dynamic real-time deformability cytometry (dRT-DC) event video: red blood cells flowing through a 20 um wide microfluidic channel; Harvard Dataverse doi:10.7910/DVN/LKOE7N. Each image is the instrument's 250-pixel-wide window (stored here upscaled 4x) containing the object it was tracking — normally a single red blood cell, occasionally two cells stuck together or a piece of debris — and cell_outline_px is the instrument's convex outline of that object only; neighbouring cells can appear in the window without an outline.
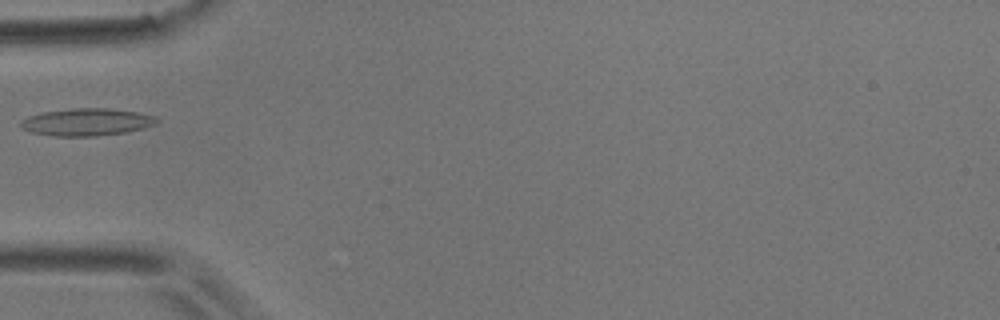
{"species": "common noctule bat (a hibernating species)", "species_latin": "Nyctalus noctula", "temperature_condition": "room temperature", "stored_images_in_passage": 36, "camera_frame_rate_fps": 3000, "um_per_image_px": 0.085, "animal": {"sex": "male", "body_mass_g": 17.9}, "frame": {"image": 1, "passage_image": 1, "time_ms": 0.0, "image_size_px": [1000, 320], "cell_outline_px": [[160, 120], [156, 124], [144, 128], [124, 132], [96, 136], [56, 136], [32, 132], [20, 128], [20, 120], [28, 116], [44, 112], [72, 108], [108, 108], [140, 112], [156, 116]], "centroid_in_image_um": [7.39, 10.36], "position_along_channel_um": 77.6, "area_um2": 21.79}}
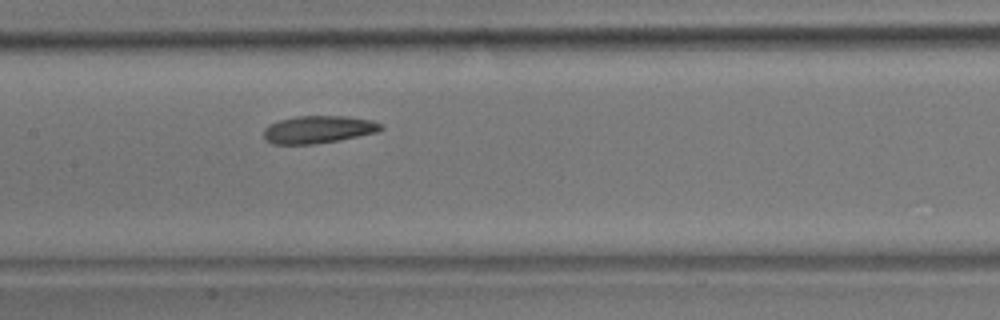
{"frame": {"image": 2, "passage_image": 9, "time_ms": 2.667, "image_size_px": [1000, 320], "cell_outline_px": [[384, 128], [380, 132], [316, 144], [272, 144], [264, 140], [264, 128], [268, 124], [280, 120], [296, 116], [344, 116], [372, 120], [384, 124]], "centroid_in_image_um": [27.07, 11.01], "position_along_channel_um": 180.3, "area_um2": 19.02}}
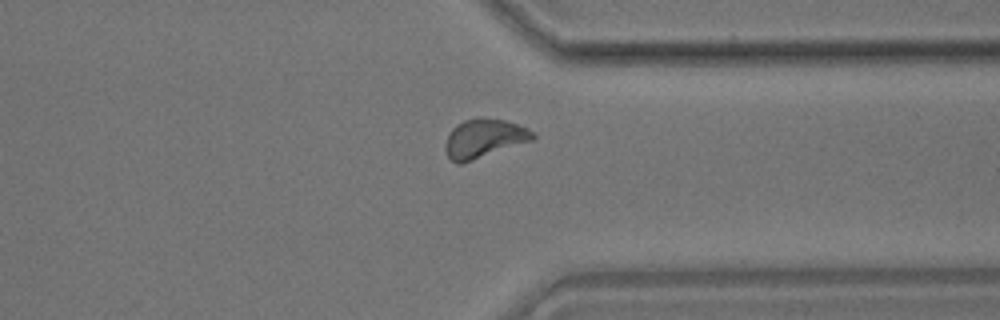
{"frame": {"image": 3, "passage_image": 24, "time_ms": 7.667, "image_size_px": [1000, 320], "cell_outline_px": [[536, 136], [532, 140], [460, 164], [456, 164], [448, 156], [444, 148], [444, 144], [452, 128], [456, 124], [464, 120], [484, 116], [504, 120], [528, 128]], "centroid_in_image_um": [41.11, 11.74], "position_along_channel_um": 370.3, "area_um2": 19.65}}